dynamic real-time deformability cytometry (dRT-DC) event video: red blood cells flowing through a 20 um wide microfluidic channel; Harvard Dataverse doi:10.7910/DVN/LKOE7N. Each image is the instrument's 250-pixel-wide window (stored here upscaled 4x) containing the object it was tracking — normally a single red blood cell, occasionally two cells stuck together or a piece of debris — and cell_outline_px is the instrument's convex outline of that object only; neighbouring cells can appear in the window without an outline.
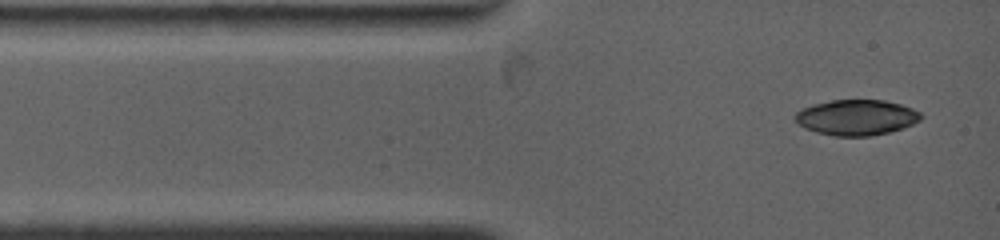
{"species": "common noctule bat (a hibernating species)", "species_latin": "Nyctalus noctula", "temperature_condition": "warm", "stored_images_in_passage": 3, "camera_frame_rate_fps": 4500, "um_per_image_px": 0.085, "animal": {"sex": "female", "body_mass_g": 19.0, "forearm_length_mm": 53.3}, "frame": {"image": 1, "passage_image": 1, "time_ms": 0.0, "image_size_px": [1000, 240], "cell_outline_px": [[924, 116], [920, 120], [904, 128], [888, 132], [868, 136], [832, 136], [816, 132], [804, 128], [796, 120], [796, 112], [804, 108], [816, 104], [832, 100], [884, 100], [900, 104], [912, 108], [920, 112]], "centroid_in_image_um": [72.84, 9.99], "position_along_channel_um": 12.2, "area_um2": 25.89}}